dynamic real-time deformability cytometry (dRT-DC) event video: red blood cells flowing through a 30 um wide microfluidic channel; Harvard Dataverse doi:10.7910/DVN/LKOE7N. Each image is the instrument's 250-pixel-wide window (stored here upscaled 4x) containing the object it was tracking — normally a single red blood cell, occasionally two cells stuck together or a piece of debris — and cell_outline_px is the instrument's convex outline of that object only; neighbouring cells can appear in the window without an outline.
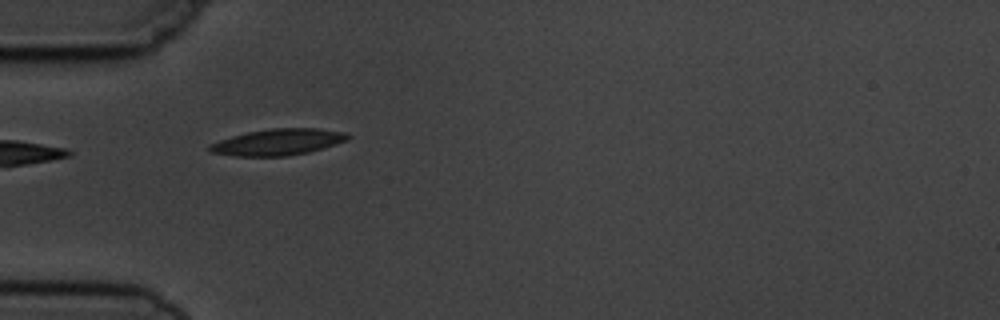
{"species": "common noctule bat (a hibernating species)", "species_latin": "Nyctalus noctula", "temperature_condition": "cold", "stored_images_in_passage": 6, "camera_frame_rate_fps": 3000, "um_per_image_px": 0.085, "animal": {"sex": "male", "body_mass_g": 19.5, "forearm_length_mm": 54.6}, "frame": {"image": 1, "passage_image": 5, "time_ms": 4.667, "image_size_px": [1000, 320], "cell_outline_px": [[352, 136], [348, 140], [324, 148], [308, 152], [288, 156], [236, 156], [208, 152], [208, 144], [232, 136], [248, 132], [272, 128], [316, 128], [348, 132]], "centroid_in_image_um": [23.65, 12.07], "position_along_channel_um": 61.3, "area_um2": 21.39}}
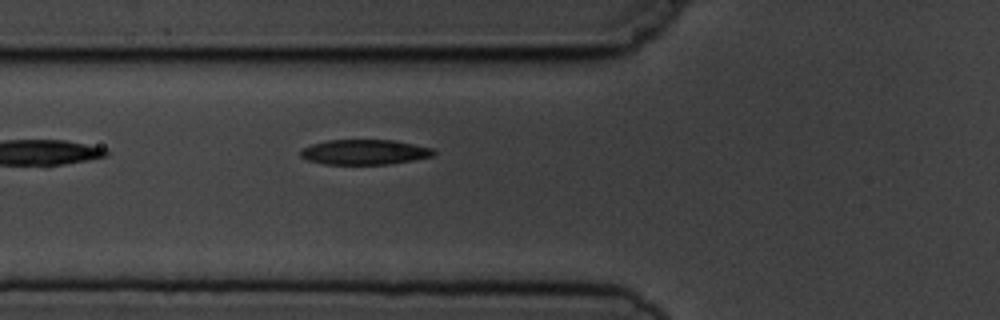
{"frame": {"image": 2, "passage_image": 6, "time_ms": 5.667, "image_size_px": [1000, 320], "cell_outline_px": [[436, 152], [432, 156], [412, 160], [388, 164], [324, 164], [308, 160], [300, 156], [300, 152], [304, 148], [312, 144], [328, 140], [396, 140], [432, 148]], "centroid_in_image_um": [30.99, 12.92], "position_along_channel_um": 94.8, "area_um2": 19.31}}